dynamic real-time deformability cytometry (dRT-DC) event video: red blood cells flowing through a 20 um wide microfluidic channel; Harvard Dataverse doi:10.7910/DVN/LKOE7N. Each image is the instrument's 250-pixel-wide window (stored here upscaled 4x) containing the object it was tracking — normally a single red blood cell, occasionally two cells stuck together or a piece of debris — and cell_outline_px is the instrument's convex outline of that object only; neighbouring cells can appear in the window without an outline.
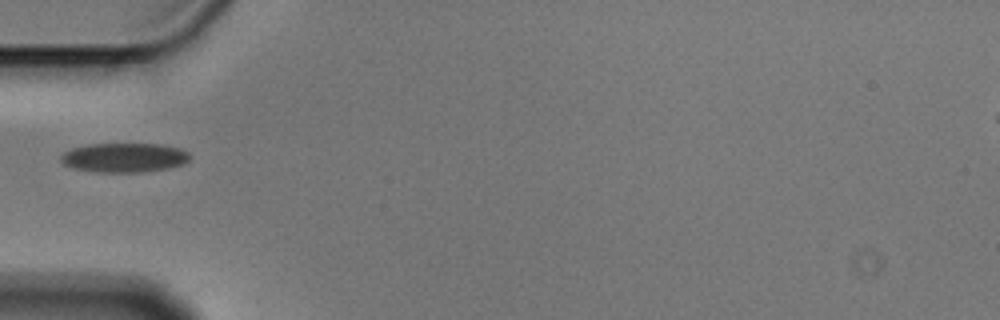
{"species": "Egyptian fruit bat (a non-hibernating species)", "species_latin": "Rousettus aegyptiacus", "temperature_condition": "cold", "stored_images_in_passage": 1, "camera_frame_rate_fps": 3000, "um_per_image_px": 0.085, "animal": {"sex": "male"}, "frame": {"image": 1, "passage_image": 1, "time_ms": 0.0, "image_size_px": [1000, 320], "cell_outline_px": [[188, 160], [184, 164], [168, 168], [140, 172], [96, 172], [72, 168], [64, 164], [60, 160], [60, 156], [64, 152], [72, 148], [88, 144], [160, 144], [180, 148], [188, 152]], "centroid_in_image_um": [10.53, 13.39], "position_along_channel_um": 74.5, "area_um2": 22.02}}